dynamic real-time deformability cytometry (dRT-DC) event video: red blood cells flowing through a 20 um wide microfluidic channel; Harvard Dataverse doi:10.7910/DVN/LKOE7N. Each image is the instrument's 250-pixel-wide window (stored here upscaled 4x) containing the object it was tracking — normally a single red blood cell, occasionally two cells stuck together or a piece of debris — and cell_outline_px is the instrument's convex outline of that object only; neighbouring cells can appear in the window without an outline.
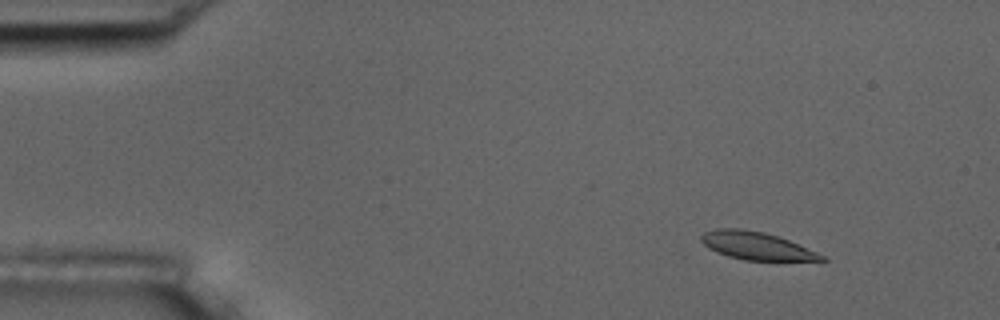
{"species": "common noctule bat (a hibernating species)", "species_latin": "Nyctalus noctula", "temperature_condition": "room temperature", "stored_images_in_passage": 21, "camera_frame_rate_fps": 3000, "um_per_image_px": 0.085, "animal": {"sex": "male", "body_mass_g": 17.5, "forearm_length_mm": 52.3}, "frame": {"image": 1, "passage_image": 7, "time_ms": 2.0, "image_size_px": [1000, 320], "cell_outline_px": [[828, 260], [744, 260], [728, 256], [716, 252], [708, 248], [700, 240], [700, 236], [704, 232], [716, 228], [740, 228], [764, 232], [788, 240], [816, 252], [824, 256]], "centroid_in_image_um": [64.22, 20.88], "position_along_channel_um": 20.8, "area_um2": 19.25}}
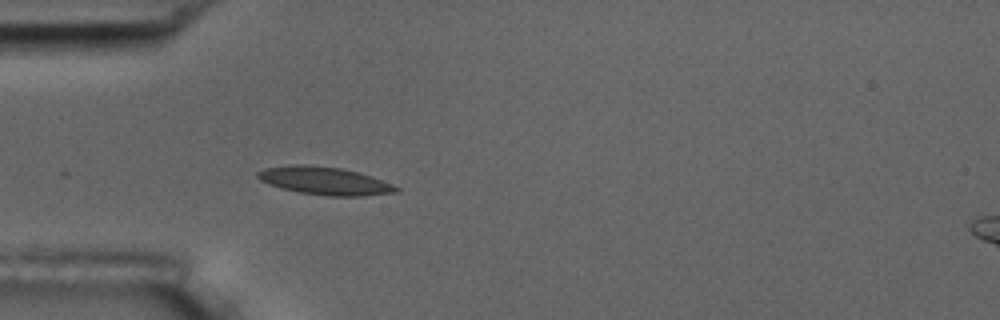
{"frame": {"image": 2, "passage_image": 17, "time_ms": 5.333, "image_size_px": [1000, 320], "cell_outline_px": [[400, 188], [396, 192], [364, 196], [328, 196], [300, 192], [280, 188], [268, 184], [260, 180], [256, 176], [256, 172], [264, 168], [292, 164], [304, 164], [340, 168], [356, 172], [392, 184]], "centroid_in_image_um": [27.52, 15.37], "position_along_channel_um": 57.5, "area_um2": 22.31}}